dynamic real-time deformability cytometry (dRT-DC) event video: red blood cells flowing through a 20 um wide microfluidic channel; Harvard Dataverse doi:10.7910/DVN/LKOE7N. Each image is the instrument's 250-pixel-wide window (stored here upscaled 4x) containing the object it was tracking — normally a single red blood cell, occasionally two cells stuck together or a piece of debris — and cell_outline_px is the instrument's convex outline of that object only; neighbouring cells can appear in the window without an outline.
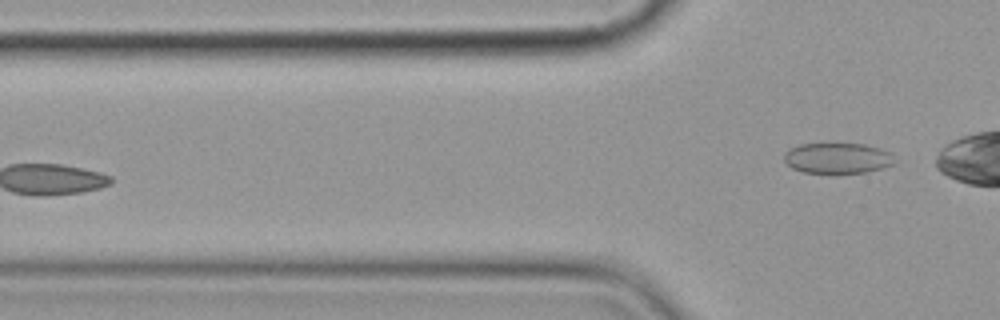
{"species": "common noctule bat (a hibernating species)", "species_latin": "Nyctalus noctula", "temperature_condition": "cold", "stored_images_in_passage": 6, "camera_frame_rate_fps": 3000, "um_per_image_px": 0.085, "animal": {"sex": "female", "body_mass_g": 19.9}, "frame": {"image": 1, "passage_image": 6, "time_ms": 6.0, "image_size_px": [1000, 320], "cell_outline_px": [[896, 164], [864, 172], [804, 172], [792, 168], [784, 160], [784, 152], [800, 144], [864, 144], [880, 148], [892, 152]], "centroid_in_image_um": [71.22, 13.43], "position_along_channel_um": 54.6, "area_um2": 19.48}}